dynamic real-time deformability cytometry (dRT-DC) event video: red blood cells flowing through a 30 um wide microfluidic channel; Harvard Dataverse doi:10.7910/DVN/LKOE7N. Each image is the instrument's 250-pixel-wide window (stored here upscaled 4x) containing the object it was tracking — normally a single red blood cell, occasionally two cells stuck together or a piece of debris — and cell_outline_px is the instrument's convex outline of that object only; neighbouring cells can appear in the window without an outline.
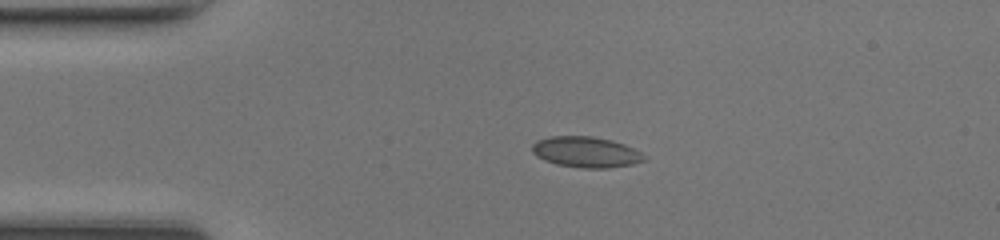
{"species": "common noctule bat (a hibernating species)", "species_latin": "Nyctalus noctula", "temperature_condition": "room temperature", "stored_images_in_passage": 48, "camera_frame_rate_fps": 3000, "um_per_image_px": 0.085, "animal": {"sex": "female", "body_mass_g": 17.0, "forearm_length_mm": 48.0}, "frame": {"image": 1, "passage_image": 10, "time_ms": 3.0, "image_size_px": [1000, 240], "cell_outline_px": [[648, 156], [644, 160], [632, 164], [608, 168], [580, 168], [556, 164], [544, 160], [536, 156], [532, 152], [532, 144], [536, 140], [548, 136], [592, 136], [612, 140], [624, 144]], "centroid_in_image_um": [49.78, 12.92], "position_along_channel_um": 35.2, "area_um2": 20.23}}
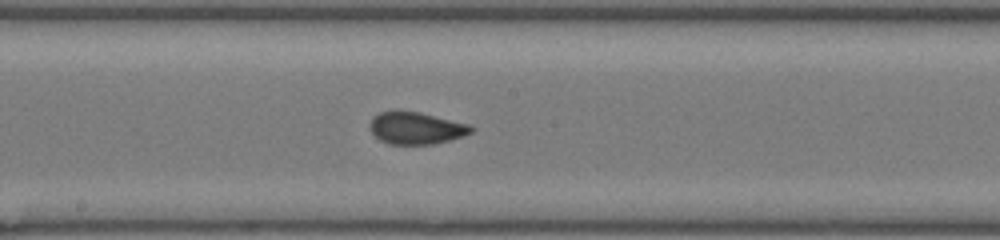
{"frame": {"image": 2, "passage_image": 25, "time_ms": 8.0, "image_size_px": [1000, 240], "cell_outline_px": [[476, 128], [472, 132], [464, 136], [436, 144], [388, 144], [380, 140], [368, 128], [372, 120], [380, 112], [396, 108], [420, 112], [472, 124]], "centroid_in_image_um": [35.41, 10.86], "position_along_channel_um": 212.8, "area_um2": 19.54}}
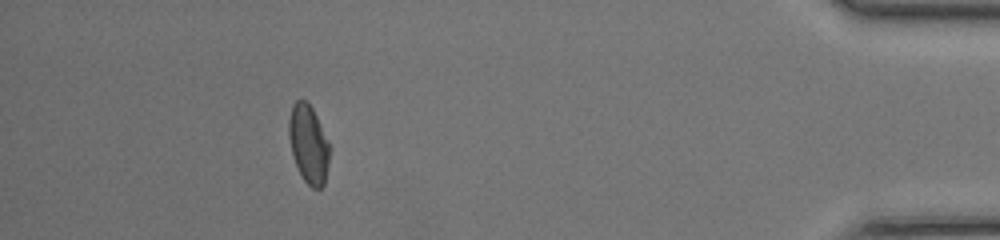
{"frame": {"image": 3, "passage_image": 43, "time_ms": 14.0, "image_size_px": [1000, 240], "cell_outline_px": [[328, 164], [324, 184], [320, 188], [312, 188], [304, 180], [292, 156], [288, 136], [288, 120], [292, 104], [296, 100], [304, 100], [312, 108], [328, 140]], "centroid_in_image_um": [26.19, 12.23], "position_along_channel_um": 409.0, "area_um2": 18.38}, "authors_computed_cell_mechanics": {"area_um2": 19.0451, "velocity_mm_per_s": 4.284, "shape_relaxation_time_tau1_ms": 6.3721, "shape_relaxation_time_tau2_ms": null, "deformation_change_tau1": 0.1647, "deformation_change_tau2": null}}